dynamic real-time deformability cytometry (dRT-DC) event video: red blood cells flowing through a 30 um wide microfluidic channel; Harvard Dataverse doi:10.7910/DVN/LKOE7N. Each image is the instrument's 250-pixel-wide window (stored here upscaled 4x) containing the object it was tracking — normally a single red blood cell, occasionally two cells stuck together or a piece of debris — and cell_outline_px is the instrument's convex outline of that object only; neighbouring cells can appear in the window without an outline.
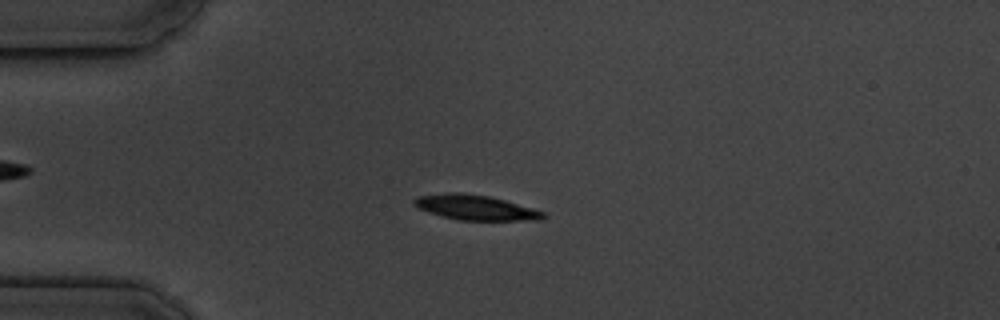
{"species": "common noctule bat (a hibernating species)", "species_latin": "Nyctalus noctula", "temperature_condition": "cold", "stored_images_in_passage": 7, "camera_frame_rate_fps": 3000, "um_per_image_px": 0.085, "animal": {"sex": "male", "body_mass_g": 19.5, "forearm_length_mm": 54.6}, "frame": {"image": 1, "passage_image": 4, "time_ms": 3.333, "image_size_px": [1000, 320], "cell_outline_px": [[548, 216], [540, 220], [456, 220], [428, 212], [412, 204], [412, 200], [420, 196], [444, 192], [464, 192], [488, 196], [504, 200], [532, 208], [544, 212]], "centroid_in_image_um": [40.4, 17.63], "position_along_channel_um": 44.6, "area_um2": 18.84}}
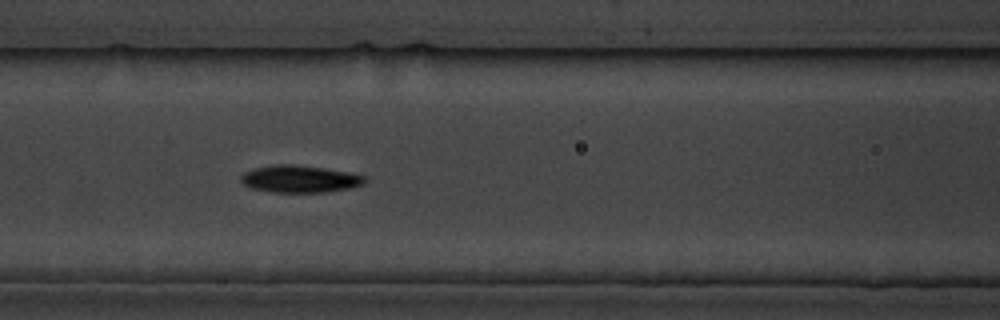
{"frame": {"image": 2, "passage_image": 7, "time_ms": 6.667, "image_size_px": [1000, 320], "cell_outline_px": [[368, 180], [364, 184], [348, 188], [324, 192], [272, 192], [252, 188], [244, 184], [240, 180], [240, 176], [244, 172], [256, 168], [272, 164], [292, 164], [324, 168], [352, 172], [368, 176]], "centroid_in_image_um": [25.53, 15.2], "position_along_channel_um": 141.1, "area_um2": 19.77}}